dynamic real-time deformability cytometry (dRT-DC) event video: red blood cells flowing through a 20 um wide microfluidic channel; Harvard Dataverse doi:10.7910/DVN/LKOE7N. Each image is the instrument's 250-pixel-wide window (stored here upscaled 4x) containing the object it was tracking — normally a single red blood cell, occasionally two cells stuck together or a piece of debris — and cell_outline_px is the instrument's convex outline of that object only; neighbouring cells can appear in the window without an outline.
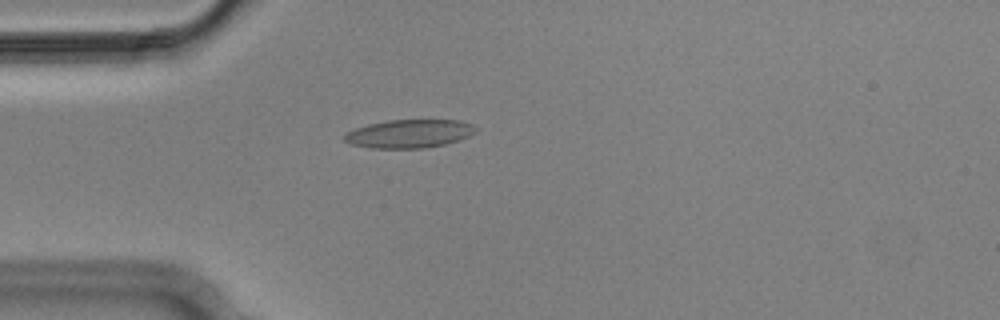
{"species": "Egyptian fruit bat (a non-hibernating species)", "species_latin": "Rousettus aegyptiacus", "temperature_condition": "cold", "stored_images_in_passage": 2, "camera_frame_rate_fps": 3000, "um_per_image_px": 0.085, "animal": {"sex": "male"}, "frame": {"image": 1, "passage_image": 1, "time_ms": 0.0, "image_size_px": [1000, 320], "cell_outline_px": [[476, 132], [468, 136], [444, 144], [424, 148], [372, 148], [352, 144], [344, 140], [344, 136], [348, 132], [356, 128], [368, 124], [388, 120], [460, 120], [472, 124], [476, 128]], "centroid_in_image_um": [34.79, 11.36], "position_along_channel_um": 50.2, "area_um2": 21.44}}